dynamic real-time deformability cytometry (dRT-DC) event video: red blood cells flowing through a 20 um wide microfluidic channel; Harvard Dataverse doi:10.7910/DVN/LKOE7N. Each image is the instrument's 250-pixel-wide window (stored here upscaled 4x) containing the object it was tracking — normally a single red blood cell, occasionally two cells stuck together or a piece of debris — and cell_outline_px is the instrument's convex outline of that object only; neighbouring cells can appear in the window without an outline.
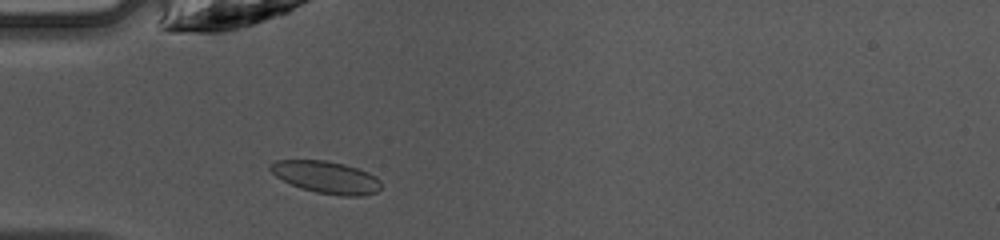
{"species": "common noctule bat (a hibernating species)", "species_latin": "Nyctalus noctula", "temperature_condition": "warm", "stored_images_in_passage": 39, "camera_frame_rate_fps": 3000, "um_per_image_px": 0.085, "animal": {"sex": "female", "body_mass_g": 10.0, "forearm_length_mm": 53.1}, "frame": {"image": 1, "passage_image": 6, "time_ms": 1.667, "image_size_px": [1000, 240], "cell_outline_px": [[380, 188], [376, 192], [364, 196], [344, 196], [316, 192], [300, 188], [276, 176], [268, 168], [268, 164], [276, 160], [324, 160], [344, 164], [368, 172], [376, 176], [380, 180]], "centroid_in_image_um": [27.73, 15.06], "position_along_channel_um": 57.3, "area_um2": 20.75}}
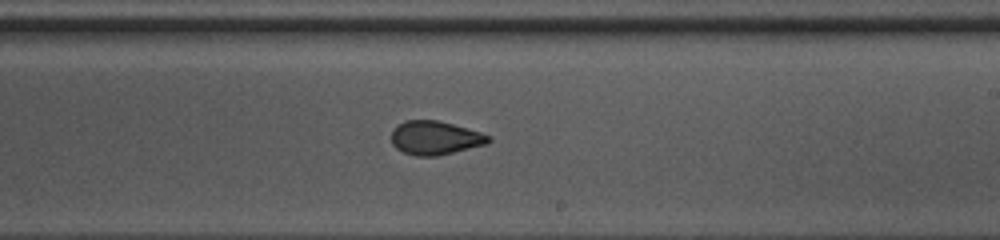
{"frame": {"image": 2, "passage_image": 20, "time_ms": 6.333, "image_size_px": [1000, 240], "cell_outline_px": [[492, 140], [488, 144], [436, 156], [416, 156], [404, 152], [396, 148], [392, 144], [392, 132], [404, 120], [436, 120], [452, 124], [480, 132], [492, 136]], "centroid_in_image_um": [37.02, 11.72], "position_along_channel_um": 252.0, "area_um2": 18.96}}
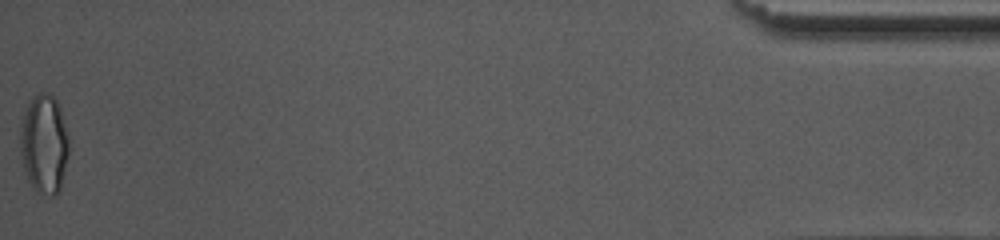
{"frame": {"image": 3, "passage_image": 39, "time_ms": 12.667, "image_size_px": [1000, 240], "cell_outline_px": [[68, 156], [60, 192], [56, 196], [52, 196], [36, 192], [32, 188], [24, 172], [20, 152], [20, 128], [24, 108], [40, 92], [48, 92], [56, 100], [60, 108], [68, 136]], "centroid_in_image_um": [3.74, 12.29], "position_along_channel_um": 431.5, "area_um2": 28.44}, "authors_computed_cell_mechanics": {"area_um2": 20.1144, "velocity_mm_per_s": 4.2609, "shape_relaxation_time_tau1_ms": 6.849, "shape_relaxation_time_tau2_ms": 1.0734, "deformation_change_tau1": 0.1352, "deformation_change_tau2": 0.064}}